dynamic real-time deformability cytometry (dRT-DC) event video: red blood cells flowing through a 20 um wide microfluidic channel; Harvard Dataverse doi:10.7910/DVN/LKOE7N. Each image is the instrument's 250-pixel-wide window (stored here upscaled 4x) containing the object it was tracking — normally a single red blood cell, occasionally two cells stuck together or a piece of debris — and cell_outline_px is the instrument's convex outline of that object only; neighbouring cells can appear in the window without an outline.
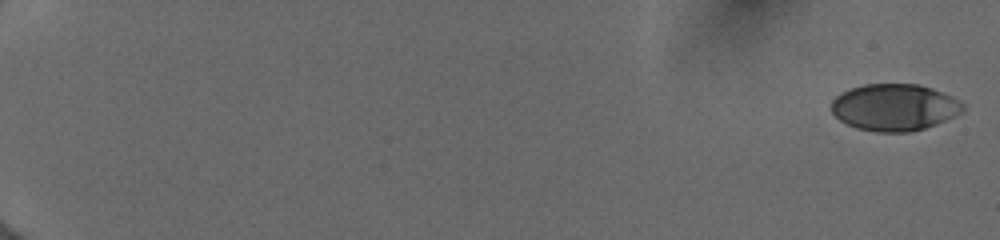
{"species": "human", "species_latin": "Homo sapiens", "temperature_condition": "cold", "stored_images_in_passage": 15, "camera_frame_rate_fps": 3000, "um_per_image_px": 0.085, "donor": {"sex": "female"}, "frame": {"image": 1, "passage_image": 1, "time_ms": 0.0, "image_size_px": [1000, 240], "cell_outline_px": [[964, 112], [936, 124], [924, 128], [908, 132], [876, 132], [856, 128], [840, 120], [832, 112], [832, 100], [840, 92], [864, 84], [920, 84], [932, 88], [952, 96], [964, 104]], "centroid_in_image_um": [76.04, 9.12], "position_along_channel_um": 9.0, "area_um2": 35.95}}
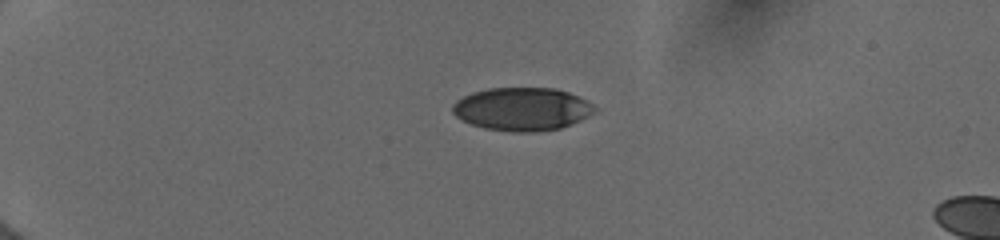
{"frame": {"image": 2, "passage_image": 11, "time_ms": 4.667, "image_size_px": [1000, 240], "cell_outline_px": [[600, 108], [596, 112], [572, 124], [560, 128], [532, 132], [512, 132], [484, 128], [472, 124], [456, 116], [452, 112], [452, 104], [456, 100], [472, 92], [488, 88], [556, 88], [568, 92], [588, 100]], "centroid_in_image_um": [44.42, 9.26], "position_along_channel_um": 40.6, "area_um2": 35.95}}
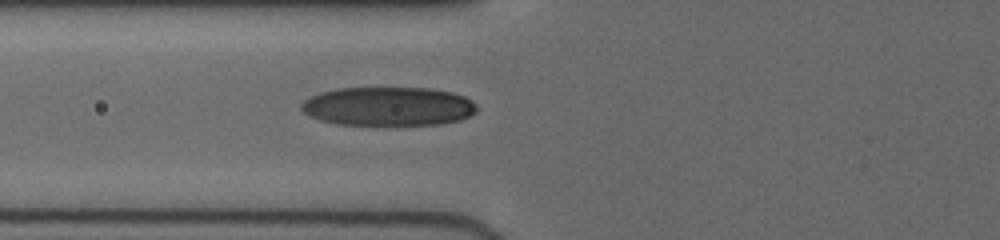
{"frame": {"image": 3, "passage_image": 15, "time_ms": 7.667, "image_size_px": [1000, 240], "cell_outline_px": [[476, 112], [460, 120], [440, 124], [336, 124], [320, 120], [308, 116], [300, 108], [300, 104], [304, 100], [320, 92], [336, 88], [432, 88], [452, 92], [464, 96], [472, 100], [476, 104]], "centroid_in_image_um": [32.99, 9.03], "position_along_channel_um": 92.8, "area_um2": 39.77}}